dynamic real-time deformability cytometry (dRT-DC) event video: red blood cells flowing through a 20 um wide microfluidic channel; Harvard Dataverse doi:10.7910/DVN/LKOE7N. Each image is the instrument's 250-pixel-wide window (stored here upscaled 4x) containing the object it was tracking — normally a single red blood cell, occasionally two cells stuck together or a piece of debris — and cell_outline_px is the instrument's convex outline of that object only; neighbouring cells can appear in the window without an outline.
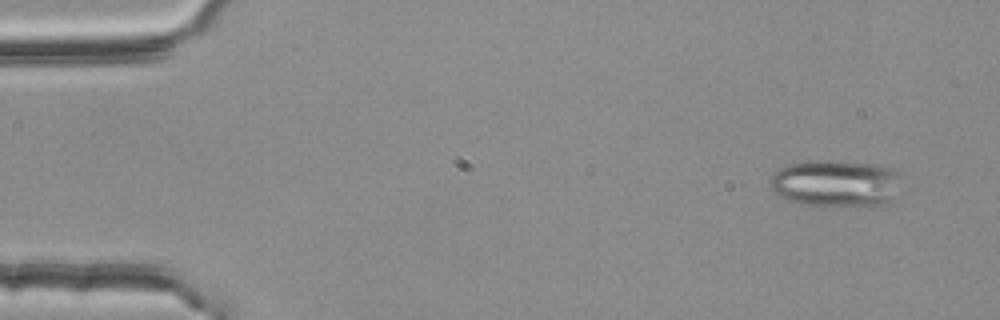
{"species": "common noctule bat (a hibernating species)", "species_latin": "Nyctalus noctula", "temperature_condition": "room temperature", "stored_images_in_passage": 3, "camera_frame_rate_fps": 3000, "um_per_image_px": 0.085, "animal": {"sex": "female", "body_mass_g": 25.1}, "frame": {"image": 1, "passage_image": 1, "time_ms": 0.0, "image_size_px": [1000, 320], "cell_outline_px": [[904, 172], [888, 200], [884, 204], [800, 204], [788, 200], [780, 196], [772, 188], [768, 180], [780, 168], [788, 164], [808, 160], [828, 160], [884, 164], [896, 168]], "centroid_in_image_um": [71.04, 15.5], "position_along_channel_um": 14.0, "area_um2": 35.55}}